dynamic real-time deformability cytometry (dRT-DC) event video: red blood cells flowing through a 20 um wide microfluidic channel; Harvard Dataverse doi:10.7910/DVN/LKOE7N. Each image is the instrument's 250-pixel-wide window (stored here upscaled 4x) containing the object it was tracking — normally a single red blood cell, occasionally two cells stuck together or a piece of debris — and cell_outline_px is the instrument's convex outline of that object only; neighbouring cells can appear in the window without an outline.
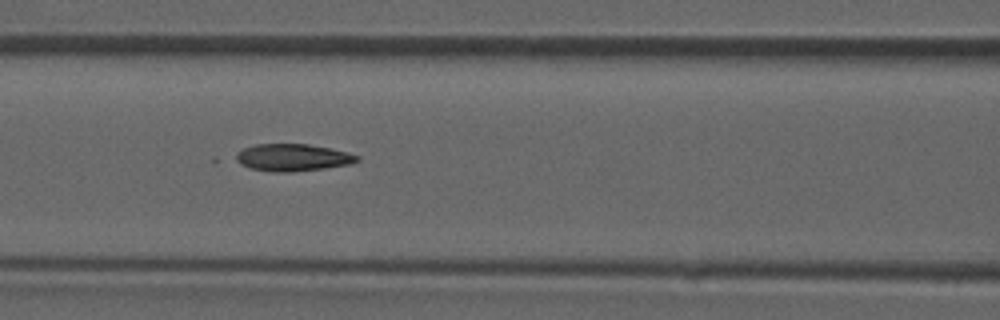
{"species": "common noctule bat (a hibernating species)", "species_latin": "Nyctalus noctula", "temperature_condition": "room temperature", "stored_images_in_passage": 46, "camera_frame_rate_fps": 3000, "um_per_image_px": 0.085, "animal": {"sex": "male", "forearm_length_mm": 52.5}, "frame": {"image": 1, "passage_image": 20, "time_ms": 6.333, "image_size_px": [1000, 320], "cell_outline_px": [[360, 160], [352, 164], [324, 168], [292, 172], [272, 172], [216, 164], [212, 160], [212, 156], [256, 144], [308, 144], [348, 152], [360, 156]], "centroid_in_image_um": [24.24, 13.41], "position_along_channel_um": 142.4, "area_um2": 21.85}}